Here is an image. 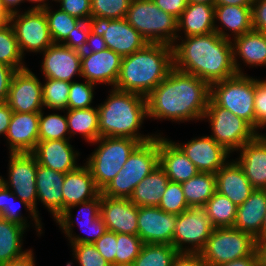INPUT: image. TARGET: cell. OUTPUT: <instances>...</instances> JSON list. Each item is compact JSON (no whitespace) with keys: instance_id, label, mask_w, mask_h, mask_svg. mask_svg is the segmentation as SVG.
<instances>
[{"instance_id":"1","label":"cell","mask_w":266,"mask_h":266,"mask_svg":"<svg viewBox=\"0 0 266 266\" xmlns=\"http://www.w3.org/2000/svg\"><path fill=\"white\" fill-rule=\"evenodd\" d=\"M210 99V85L173 67L146 97L148 118L189 122L202 120Z\"/></svg>"},{"instance_id":"2","label":"cell","mask_w":266,"mask_h":266,"mask_svg":"<svg viewBox=\"0 0 266 266\" xmlns=\"http://www.w3.org/2000/svg\"><path fill=\"white\" fill-rule=\"evenodd\" d=\"M173 45L174 67L193 74L209 85L237 75L230 39L216 32L187 36Z\"/></svg>"},{"instance_id":"3","label":"cell","mask_w":266,"mask_h":266,"mask_svg":"<svg viewBox=\"0 0 266 266\" xmlns=\"http://www.w3.org/2000/svg\"><path fill=\"white\" fill-rule=\"evenodd\" d=\"M173 67V46L148 43L143 49L122 57L114 88L147 97Z\"/></svg>"},{"instance_id":"4","label":"cell","mask_w":266,"mask_h":266,"mask_svg":"<svg viewBox=\"0 0 266 266\" xmlns=\"http://www.w3.org/2000/svg\"><path fill=\"white\" fill-rule=\"evenodd\" d=\"M107 99L98 105L99 138L127 137L145 143L157 134L139 132L144 119L148 118L146 97L112 87Z\"/></svg>"},{"instance_id":"5","label":"cell","mask_w":266,"mask_h":266,"mask_svg":"<svg viewBox=\"0 0 266 266\" xmlns=\"http://www.w3.org/2000/svg\"><path fill=\"white\" fill-rule=\"evenodd\" d=\"M159 165V135L141 143L101 194L111 198H130L134 188Z\"/></svg>"},{"instance_id":"6","label":"cell","mask_w":266,"mask_h":266,"mask_svg":"<svg viewBox=\"0 0 266 266\" xmlns=\"http://www.w3.org/2000/svg\"><path fill=\"white\" fill-rule=\"evenodd\" d=\"M91 144L98 146L85 164L90 169L97 188L102 191L141 142L127 137H100Z\"/></svg>"},{"instance_id":"7","label":"cell","mask_w":266,"mask_h":266,"mask_svg":"<svg viewBox=\"0 0 266 266\" xmlns=\"http://www.w3.org/2000/svg\"><path fill=\"white\" fill-rule=\"evenodd\" d=\"M125 19L148 43L173 46L177 42V18L161 10L153 0H132Z\"/></svg>"},{"instance_id":"8","label":"cell","mask_w":266,"mask_h":266,"mask_svg":"<svg viewBox=\"0 0 266 266\" xmlns=\"http://www.w3.org/2000/svg\"><path fill=\"white\" fill-rule=\"evenodd\" d=\"M210 99L245 120L255 132V78L237 74L210 85Z\"/></svg>"},{"instance_id":"9","label":"cell","mask_w":266,"mask_h":266,"mask_svg":"<svg viewBox=\"0 0 266 266\" xmlns=\"http://www.w3.org/2000/svg\"><path fill=\"white\" fill-rule=\"evenodd\" d=\"M258 248L256 239L234 227L214 228L199 252L208 266H219L252 255Z\"/></svg>"},{"instance_id":"10","label":"cell","mask_w":266,"mask_h":266,"mask_svg":"<svg viewBox=\"0 0 266 266\" xmlns=\"http://www.w3.org/2000/svg\"><path fill=\"white\" fill-rule=\"evenodd\" d=\"M205 119L210 123V136L230 153L238 151L256 137L254 129L245 120L216 105L211 99L202 120Z\"/></svg>"},{"instance_id":"11","label":"cell","mask_w":266,"mask_h":266,"mask_svg":"<svg viewBox=\"0 0 266 266\" xmlns=\"http://www.w3.org/2000/svg\"><path fill=\"white\" fill-rule=\"evenodd\" d=\"M100 203L101 193L92 200L70 206L54 220L62 232L66 234L65 236L68 237L67 239L71 245L79 243L93 244L107 231V227L100 215ZM75 207H80L76 221L73 220V214L71 213L72 208L74 209ZM74 222H77L82 231L84 229L88 230L87 236L84 237V235L80 236L73 233Z\"/></svg>"},{"instance_id":"12","label":"cell","mask_w":266,"mask_h":266,"mask_svg":"<svg viewBox=\"0 0 266 266\" xmlns=\"http://www.w3.org/2000/svg\"><path fill=\"white\" fill-rule=\"evenodd\" d=\"M213 230L203 207H189L178 215L172 245L178 252L199 253Z\"/></svg>"},{"instance_id":"13","label":"cell","mask_w":266,"mask_h":266,"mask_svg":"<svg viewBox=\"0 0 266 266\" xmlns=\"http://www.w3.org/2000/svg\"><path fill=\"white\" fill-rule=\"evenodd\" d=\"M89 23L91 32L102 36L107 48L121 57L129 56L148 44V41L125 18L90 17Z\"/></svg>"},{"instance_id":"14","label":"cell","mask_w":266,"mask_h":266,"mask_svg":"<svg viewBox=\"0 0 266 266\" xmlns=\"http://www.w3.org/2000/svg\"><path fill=\"white\" fill-rule=\"evenodd\" d=\"M12 25L20 51L42 53L53 44L44 11L25 10L7 17Z\"/></svg>"},{"instance_id":"15","label":"cell","mask_w":266,"mask_h":266,"mask_svg":"<svg viewBox=\"0 0 266 266\" xmlns=\"http://www.w3.org/2000/svg\"><path fill=\"white\" fill-rule=\"evenodd\" d=\"M8 180L0 182L15 196L25 201L39 216L37 208L36 171L38 162L32 153H10Z\"/></svg>"},{"instance_id":"16","label":"cell","mask_w":266,"mask_h":266,"mask_svg":"<svg viewBox=\"0 0 266 266\" xmlns=\"http://www.w3.org/2000/svg\"><path fill=\"white\" fill-rule=\"evenodd\" d=\"M39 80L28 67L14 73L6 100L13 112L31 113L44 109Z\"/></svg>"},{"instance_id":"17","label":"cell","mask_w":266,"mask_h":266,"mask_svg":"<svg viewBox=\"0 0 266 266\" xmlns=\"http://www.w3.org/2000/svg\"><path fill=\"white\" fill-rule=\"evenodd\" d=\"M178 215L170 214L159 207L138 206V233L144 244H169L176 229Z\"/></svg>"},{"instance_id":"18","label":"cell","mask_w":266,"mask_h":266,"mask_svg":"<svg viewBox=\"0 0 266 266\" xmlns=\"http://www.w3.org/2000/svg\"><path fill=\"white\" fill-rule=\"evenodd\" d=\"M199 172L215 174L229 160L230 152L211 136L193 138L186 143L174 142Z\"/></svg>"},{"instance_id":"19","label":"cell","mask_w":266,"mask_h":266,"mask_svg":"<svg viewBox=\"0 0 266 266\" xmlns=\"http://www.w3.org/2000/svg\"><path fill=\"white\" fill-rule=\"evenodd\" d=\"M41 54V71L44 78L71 83L75 75L81 77V52L61 43H53Z\"/></svg>"},{"instance_id":"20","label":"cell","mask_w":266,"mask_h":266,"mask_svg":"<svg viewBox=\"0 0 266 266\" xmlns=\"http://www.w3.org/2000/svg\"><path fill=\"white\" fill-rule=\"evenodd\" d=\"M122 57L111 49L96 53H81V77L88 82L115 87Z\"/></svg>"},{"instance_id":"21","label":"cell","mask_w":266,"mask_h":266,"mask_svg":"<svg viewBox=\"0 0 266 266\" xmlns=\"http://www.w3.org/2000/svg\"><path fill=\"white\" fill-rule=\"evenodd\" d=\"M100 215L108 231L137 235L138 206L128 198H111L101 194Z\"/></svg>"},{"instance_id":"22","label":"cell","mask_w":266,"mask_h":266,"mask_svg":"<svg viewBox=\"0 0 266 266\" xmlns=\"http://www.w3.org/2000/svg\"><path fill=\"white\" fill-rule=\"evenodd\" d=\"M40 112H13L7 133L9 153H32L39 141Z\"/></svg>"},{"instance_id":"23","label":"cell","mask_w":266,"mask_h":266,"mask_svg":"<svg viewBox=\"0 0 266 266\" xmlns=\"http://www.w3.org/2000/svg\"><path fill=\"white\" fill-rule=\"evenodd\" d=\"M73 148L70 140L38 141L32 154L39 165L66 174L80 166L77 163L80 154Z\"/></svg>"},{"instance_id":"24","label":"cell","mask_w":266,"mask_h":266,"mask_svg":"<svg viewBox=\"0 0 266 266\" xmlns=\"http://www.w3.org/2000/svg\"><path fill=\"white\" fill-rule=\"evenodd\" d=\"M216 191L236 206L242 205L254 191L243 168L236 160L228 161L216 173Z\"/></svg>"},{"instance_id":"25","label":"cell","mask_w":266,"mask_h":266,"mask_svg":"<svg viewBox=\"0 0 266 266\" xmlns=\"http://www.w3.org/2000/svg\"><path fill=\"white\" fill-rule=\"evenodd\" d=\"M158 134L159 166L164 170L169 181L182 183L199 173L196 166L172 140Z\"/></svg>"},{"instance_id":"26","label":"cell","mask_w":266,"mask_h":266,"mask_svg":"<svg viewBox=\"0 0 266 266\" xmlns=\"http://www.w3.org/2000/svg\"><path fill=\"white\" fill-rule=\"evenodd\" d=\"M235 159L243 168L249 183L254 189L266 190V139L255 137L245 143Z\"/></svg>"},{"instance_id":"27","label":"cell","mask_w":266,"mask_h":266,"mask_svg":"<svg viewBox=\"0 0 266 266\" xmlns=\"http://www.w3.org/2000/svg\"><path fill=\"white\" fill-rule=\"evenodd\" d=\"M100 193L90 169L84 163L83 166L65 174L62 185L63 211L70 206L92 200Z\"/></svg>"},{"instance_id":"28","label":"cell","mask_w":266,"mask_h":266,"mask_svg":"<svg viewBox=\"0 0 266 266\" xmlns=\"http://www.w3.org/2000/svg\"><path fill=\"white\" fill-rule=\"evenodd\" d=\"M65 173L52 170L42 165L37 166L36 188L37 200L43 203L44 207L56 220L63 212L62 185Z\"/></svg>"},{"instance_id":"29","label":"cell","mask_w":266,"mask_h":266,"mask_svg":"<svg viewBox=\"0 0 266 266\" xmlns=\"http://www.w3.org/2000/svg\"><path fill=\"white\" fill-rule=\"evenodd\" d=\"M233 61L238 74H244L238 59L249 67L266 66V33L251 30L231 39ZM239 56V57H238Z\"/></svg>"},{"instance_id":"30","label":"cell","mask_w":266,"mask_h":266,"mask_svg":"<svg viewBox=\"0 0 266 266\" xmlns=\"http://www.w3.org/2000/svg\"><path fill=\"white\" fill-rule=\"evenodd\" d=\"M251 7L252 6L215 5V32L222 38L231 40L232 35V39H234L237 36L253 30ZM217 21L222 25H217ZM227 31L231 32V34Z\"/></svg>"},{"instance_id":"31","label":"cell","mask_w":266,"mask_h":266,"mask_svg":"<svg viewBox=\"0 0 266 266\" xmlns=\"http://www.w3.org/2000/svg\"><path fill=\"white\" fill-rule=\"evenodd\" d=\"M215 5L206 3H188L183 13L177 19L178 40L183 38L179 35L182 30L184 37L206 35L215 32Z\"/></svg>"},{"instance_id":"32","label":"cell","mask_w":266,"mask_h":266,"mask_svg":"<svg viewBox=\"0 0 266 266\" xmlns=\"http://www.w3.org/2000/svg\"><path fill=\"white\" fill-rule=\"evenodd\" d=\"M266 212V190L254 189L245 202L237 207L234 228L251 234L260 242V232Z\"/></svg>"},{"instance_id":"33","label":"cell","mask_w":266,"mask_h":266,"mask_svg":"<svg viewBox=\"0 0 266 266\" xmlns=\"http://www.w3.org/2000/svg\"><path fill=\"white\" fill-rule=\"evenodd\" d=\"M168 182L169 178L158 165L134 188L129 200L139 207H158Z\"/></svg>"},{"instance_id":"34","label":"cell","mask_w":266,"mask_h":266,"mask_svg":"<svg viewBox=\"0 0 266 266\" xmlns=\"http://www.w3.org/2000/svg\"><path fill=\"white\" fill-rule=\"evenodd\" d=\"M66 111L70 138L73 135L80 134L88 143H93L99 139V112L97 107L67 109Z\"/></svg>"},{"instance_id":"35","label":"cell","mask_w":266,"mask_h":266,"mask_svg":"<svg viewBox=\"0 0 266 266\" xmlns=\"http://www.w3.org/2000/svg\"><path fill=\"white\" fill-rule=\"evenodd\" d=\"M27 228L0 217V266L19 258L30 249L23 251V234Z\"/></svg>"},{"instance_id":"36","label":"cell","mask_w":266,"mask_h":266,"mask_svg":"<svg viewBox=\"0 0 266 266\" xmlns=\"http://www.w3.org/2000/svg\"><path fill=\"white\" fill-rule=\"evenodd\" d=\"M189 207H204L216 192V176L213 173L199 172L181 183Z\"/></svg>"},{"instance_id":"37","label":"cell","mask_w":266,"mask_h":266,"mask_svg":"<svg viewBox=\"0 0 266 266\" xmlns=\"http://www.w3.org/2000/svg\"><path fill=\"white\" fill-rule=\"evenodd\" d=\"M15 200L19 201L29 212L30 218H33L32 221H34L36 231L41 236L43 230L40 217L25 201L18 199L0 182V217L28 228L30 225L27 223V217L21 215L20 207L15 205Z\"/></svg>"},{"instance_id":"38","label":"cell","mask_w":266,"mask_h":266,"mask_svg":"<svg viewBox=\"0 0 266 266\" xmlns=\"http://www.w3.org/2000/svg\"><path fill=\"white\" fill-rule=\"evenodd\" d=\"M237 207L229 198L216 191L203 208L214 228H225L234 226Z\"/></svg>"},{"instance_id":"39","label":"cell","mask_w":266,"mask_h":266,"mask_svg":"<svg viewBox=\"0 0 266 266\" xmlns=\"http://www.w3.org/2000/svg\"><path fill=\"white\" fill-rule=\"evenodd\" d=\"M12 25L8 20L0 24V63L17 70L27 68Z\"/></svg>"},{"instance_id":"40","label":"cell","mask_w":266,"mask_h":266,"mask_svg":"<svg viewBox=\"0 0 266 266\" xmlns=\"http://www.w3.org/2000/svg\"><path fill=\"white\" fill-rule=\"evenodd\" d=\"M178 251L169 244H143L131 266H172Z\"/></svg>"},{"instance_id":"41","label":"cell","mask_w":266,"mask_h":266,"mask_svg":"<svg viewBox=\"0 0 266 266\" xmlns=\"http://www.w3.org/2000/svg\"><path fill=\"white\" fill-rule=\"evenodd\" d=\"M45 82L42 84L43 108L67 110L70 82L52 78H45Z\"/></svg>"},{"instance_id":"42","label":"cell","mask_w":266,"mask_h":266,"mask_svg":"<svg viewBox=\"0 0 266 266\" xmlns=\"http://www.w3.org/2000/svg\"><path fill=\"white\" fill-rule=\"evenodd\" d=\"M48 7L44 10L47 18L49 32L53 43H62L81 20L58 9L57 11Z\"/></svg>"},{"instance_id":"43","label":"cell","mask_w":266,"mask_h":266,"mask_svg":"<svg viewBox=\"0 0 266 266\" xmlns=\"http://www.w3.org/2000/svg\"><path fill=\"white\" fill-rule=\"evenodd\" d=\"M68 134V135H67ZM69 131L66 115L58 113L44 115L40 112L39 118V141L69 140Z\"/></svg>"},{"instance_id":"44","label":"cell","mask_w":266,"mask_h":266,"mask_svg":"<svg viewBox=\"0 0 266 266\" xmlns=\"http://www.w3.org/2000/svg\"><path fill=\"white\" fill-rule=\"evenodd\" d=\"M143 244L138 235L117 233L115 266H131Z\"/></svg>"},{"instance_id":"45","label":"cell","mask_w":266,"mask_h":266,"mask_svg":"<svg viewBox=\"0 0 266 266\" xmlns=\"http://www.w3.org/2000/svg\"><path fill=\"white\" fill-rule=\"evenodd\" d=\"M163 211L179 215L189 208L181 183L169 181L158 206Z\"/></svg>"},{"instance_id":"46","label":"cell","mask_w":266,"mask_h":266,"mask_svg":"<svg viewBox=\"0 0 266 266\" xmlns=\"http://www.w3.org/2000/svg\"><path fill=\"white\" fill-rule=\"evenodd\" d=\"M131 0H91V17L126 18Z\"/></svg>"},{"instance_id":"47","label":"cell","mask_w":266,"mask_h":266,"mask_svg":"<svg viewBox=\"0 0 266 266\" xmlns=\"http://www.w3.org/2000/svg\"><path fill=\"white\" fill-rule=\"evenodd\" d=\"M96 84L88 82L70 83V91L68 96L67 109H86L93 107L94 87Z\"/></svg>"},{"instance_id":"48","label":"cell","mask_w":266,"mask_h":266,"mask_svg":"<svg viewBox=\"0 0 266 266\" xmlns=\"http://www.w3.org/2000/svg\"><path fill=\"white\" fill-rule=\"evenodd\" d=\"M72 254L79 266H112L99 253L94 244H72Z\"/></svg>"},{"instance_id":"49","label":"cell","mask_w":266,"mask_h":266,"mask_svg":"<svg viewBox=\"0 0 266 266\" xmlns=\"http://www.w3.org/2000/svg\"><path fill=\"white\" fill-rule=\"evenodd\" d=\"M254 107L256 117L255 134L256 137H264L266 133H259L258 130L266 127V80L255 79Z\"/></svg>"},{"instance_id":"50","label":"cell","mask_w":266,"mask_h":266,"mask_svg":"<svg viewBox=\"0 0 266 266\" xmlns=\"http://www.w3.org/2000/svg\"><path fill=\"white\" fill-rule=\"evenodd\" d=\"M90 32L89 20L81 21L75 28H73L68 37L61 44L73 50L82 52L85 48Z\"/></svg>"},{"instance_id":"51","label":"cell","mask_w":266,"mask_h":266,"mask_svg":"<svg viewBox=\"0 0 266 266\" xmlns=\"http://www.w3.org/2000/svg\"><path fill=\"white\" fill-rule=\"evenodd\" d=\"M60 10L84 21L91 17V0H57Z\"/></svg>"},{"instance_id":"52","label":"cell","mask_w":266,"mask_h":266,"mask_svg":"<svg viewBox=\"0 0 266 266\" xmlns=\"http://www.w3.org/2000/svg\"><path fill=\"white\" fill-rule=\"evenodd\" d=\"M93 244L95 245L99 253L105 258V260L112 266H115L117 234L115 232L107 230Z\"/></svg>"},{"instance_id":"53","label":"cell","mask_w":266,"mask_h":266,"mask_svg":"<svg viewBox=\"0 0 266 266\" xmlns=\"http://www.w3.org/2000/svg\"><path fill=\"white\" fill-rule=\"evenodd\" d=\"M251 8L253 30L266 33V0H255Z\"/></svg>"},{"instance_id":"54","label":"cell","mask_w":266,"mask_h":266,"mask_svg":"<svg viewBox=\"0 0 266 266\" xmlns=\"http://www.w3.org/2000/svg\"><path fill=\"white\" fill-rule=\"evenodd\" d=\"M163 11L173 15L177 19L188 6V0H153Z\"/></svg>"},{"instance_id":"55","label":"cell","mask_w":266,"mask_h":266,"mask_svg":"<svg viewBox=\"0 0 266 266\" xmlns=\"http://www.w3.org/2000/svg\"><path fill=\"white\" fill-rule=\"evenodd\" d=\"M16 70L0 63V103L6 102L11 80Z\"/></svg>"},{"instance_id":"56","label":"cell","mask_w":266,"mask_h":266,"mask_svg":"<svg viewBox=\"0 0 266 266\" xmlns=\"http://www.w3.org/2000/svg\"><path fill=\"white\" fill-rule=\"evenodd\" d=\"M172 266H208L199 253L179 252Z\"/></svg>"},{"instance_id":"57","label":"cell","mask_w":266,"mask_h":266,"mask_svg":"<svg viewBox=\"0 0 266 266\" xmlns=\"http://www.w3.org/2000/svg\"><path fill=\"white\" fill-rule=\"evenodd\" d=\"M106 48L107 46L103 37L90 32L85 48L81 53H96Z\"/></svg>"},{"instance_id":"58","label":"cell","mask_w":266,"mask_h":266,"mask_svg":"<svg viewBox=\"0 0 266 266\" xmlns=\"http://www.w3.org/2000/svg\"><path fill=\"white\" fill-rule=\"evenodd\" d=\"M13 111L6 103H0V135H6Z\"/></svg>"},{"instance_id":"59","label":"cell","mask_w":266,"mask_h":266,"mask_svg":"<svg viewBox=\"0 0 266 266\" xmlns=\"http://www.w3.org/2000/svg\"><path fill=\"white\" fill-rule=\"evenodd\" d=\"M219 266H260V256L258 249L250 256L233 260Z\"/></svg>"},{"instance_id":"60","label":"cell","mask_w":266,"mask_h":266,"mask_svg":"<svg viewBox=\"0 0 266 266\" xmlns=\"http://www.w3.org/2000/svg\"><path fill=\"white\" fill-rule=\"evenodd\" d=\"M33 250L30 249L26 254L23 256L13 259L6 264L1 266H35V258H34Z\"/></svg>"},{"instance_id":"61","label":"cell","mask_w":266,"mask_h":266,"mask_svg":"<svg viewBox=\"0 0 266 266\" xmlns=\"http://www.w3.org/2000/svg\"><path fill=\"white\" fill-rule=\"evenodd\" d=\"M25 0H0V10L6 17L20 12L17 5L24 3Z\"/></svg>"},{"instance_id":"62","label":"cell","mask_w":266,"mask_h":266,"mask_svg":"<svg viewBox=\"0 0 266 266\" xmlns=\"http://www.w3.org/2000/svg\"><path fill=\"white\" fill-rule=\"evenodd\" d=\"M255 0H215L214 5L252 6Z\"/></svg>"},{"instance_id":"63","label":"cell","mask_w":266,"mask_h":266,"mask_svg":"<svg viewBox=\"0 0 266 266\" xmlns=\"http://www.w3.org/2000/svg\"><path fill=\"white\" fill-rule=\"evenodd\" d=\"M26 1H28L29 3L31 2L32 4L36 3L31 8H28V10L44 11L50 5V4H48L49 0H25V2ZM47 1H48V3H47Z\"/></svg>"},{"instance_id":"64","label":"cell","mask_w":266,"mask_h":266,"mask_svg":"<svg viewBox=\"0 0 266 266\" xmlns=\"http://www.w3.org/2000/svg\"><path fill=\"white\" fill-rule=\"evenodd\" d=\"M257 249L259 251L260 261H266V238L258 243Z\"/></svg>"},{"instance_id":"65","label":"cell","mask_w":266,"mask_h":266,"mask_svg":"<svg viewBox=\"0 0 266 266\" xmlns=\"http://www.w3.org/2000/svg\"><path fill=\"white\" fill-rule=\"evenodd\" d=\"M266 238V212L264 214V220H263V224L261 227V232H260V241L262 239Z\"/></svg>"},{"instance_id":"66","label":"cell","mask_w":266,"mask_h":266,"mask_svg":"<svg viewBox=\"0 0 266 266\" xmlns=\"http://www.w3.org/2000/svg\"><path fill=\"white\" fill-rule=\"evenodd\" d=\"M215 0H188V3H206V4H214Z\"/></svg>"},{"instance_id":"67","label":"cell","mask_w":266,"mask_h":266,"mask_svg":"<svg viewBox=\"0 0 266 266\" xmlns=\"http://www.w3.org/2000/svg\"><path fill=\"white\" fill-rule=\"evenodd\" d=\"M7 20V17L4 15V13L0 10V24L5 22Z\"/></svg>"},{"instance_id":"68","label":"cell","mask_w":266,"mask_h":266,"mask_svg":"<svg viewBox=\"0 0 266 266\" xmlns=\"http://www.w3.org/2000/svg\"><path fill=\"white\" fill-rule=\"evenodd\" d=\"M260 266H266V261H260Z\"/></svg>"}]
</instances>
